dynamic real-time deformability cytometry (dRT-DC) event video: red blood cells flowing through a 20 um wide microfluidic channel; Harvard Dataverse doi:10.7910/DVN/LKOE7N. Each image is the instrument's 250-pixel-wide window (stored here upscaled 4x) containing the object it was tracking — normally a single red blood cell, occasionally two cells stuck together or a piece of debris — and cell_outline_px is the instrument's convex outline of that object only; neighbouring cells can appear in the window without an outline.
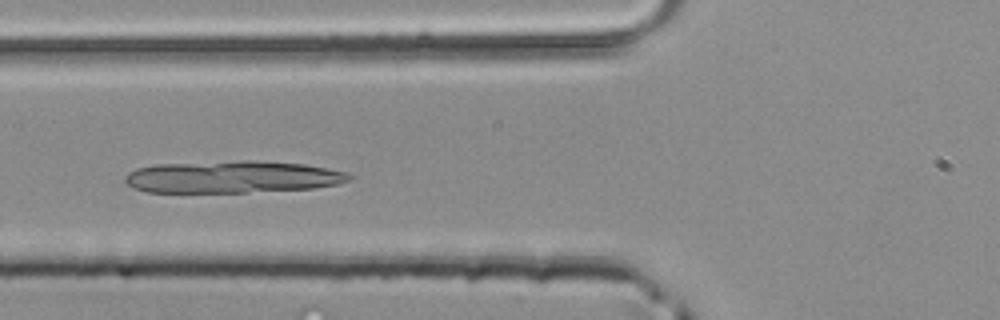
{"species": "common noctule bat (a hibernating species)", "species_latin": "Nyctalus noctula", "temperature_condition": "room temperature", "stored_images_in_passage": 45, "segment_of_instrument_passage": [1, 2], "camera_frame_rate_fps": 3000, "um_per_image_px": 0.085, "animal": {"sex": "male", "body_mass_g": 20.4}, "frame": {"image": 1, "passage_image": 14, "time_ms": 4.333, "image_size_px": [1000, 320], "cell_outline_px": [[352, 180], [336, 184], [312, 188], [248, 192], [148, 192], [136, 188], [128, 184], [124, 180], [124, 176], [128, 172], [136, 168], [156, 164], [304, 164], [348, 172], [352, 176]], "centroid_in_image_um": [19.73, 15.1], "position_along_channel_um": 106.1, "area_um2": 39.71}}
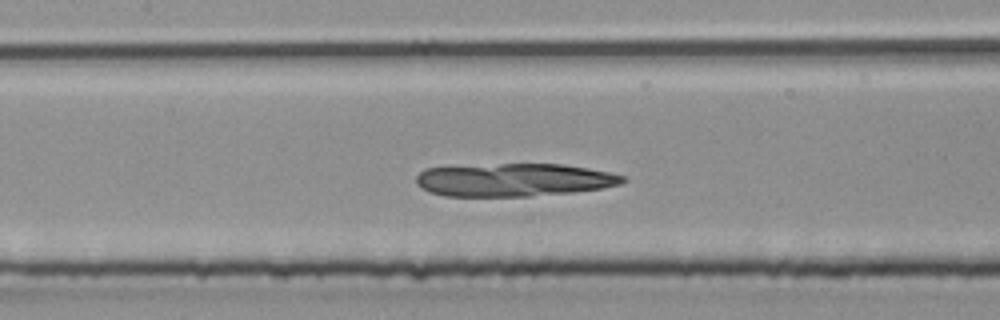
{"frame": {"image": 2, "passage_image": 18, "time_ms": 5.667, "image_size_px": [1000, 320], "cell_outline_px": [[628, 180], [620, 184], [600, 188], [572, 192], [532, 196], [444, 196], [428, 192], [420, 188], [416, 184], [416, 176], [424, 168], [500, 164], [564, 164], [588, 168], [608, 172], [624, 176]], "centroid_in_image_um": [43.65, 15.29], "position_along_channel_um": 163.8, "area_um2": 39.77}}
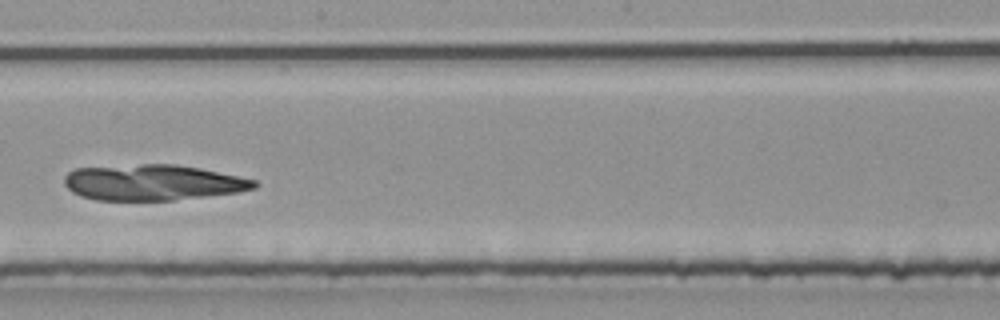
{"frame": {"image": 3, "passage_image": 23, "time_ms": 7.333, "image_size_px": [1000, 320], "cell_outline_px": [[260, 184], [256, 188], [236, 192], [176, 200], [96, 200], [80, 196], [72, 192], [64, 184], [64, 176], [68, 172], [76, 168], [140, 164], [176, 164], [200, 168], [256, 180]], "centroid_in_image_um": [12.97, 15.51], "position_along_channel_um": 235.2, "area_um2": 39.65}}